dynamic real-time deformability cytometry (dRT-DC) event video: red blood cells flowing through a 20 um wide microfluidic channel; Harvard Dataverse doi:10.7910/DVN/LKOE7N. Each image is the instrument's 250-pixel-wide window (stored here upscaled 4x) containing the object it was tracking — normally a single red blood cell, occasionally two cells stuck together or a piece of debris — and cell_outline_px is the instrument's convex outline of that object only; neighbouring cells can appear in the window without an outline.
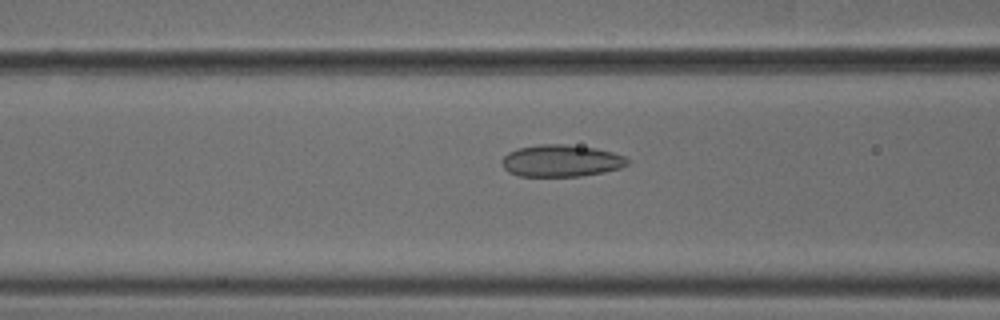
{"species": "common noctule bat (a hibernating species)", "species_latin": "Nyctalus noctula", "temperature_condition": "cold", "stored_images_in_passage": 53, "camera_frame_rate_fps": 3000, "um_per_image_px": 0.085, "animal": {"sex": "male", "body_mass_g": 18.8}, "frame": {"image": 1, "passage_image": 21, "time_ms": 6.667, "image_size_px": [1000, 320], "cell_outline_px": [[628, 164], [620, 168], [604, 172], [580, 176], [520, 176], [508, 172], [500, 164], [500, 160], [508, 152], [520, 148], [540, 144], [568, 144], [596, 148], [612, 152], [624, 156], [628, 160]], "centroid_in_image_um": [47.67, 13.66], "position_along_channel_um": 118.9, "area_um2": 23.47}}
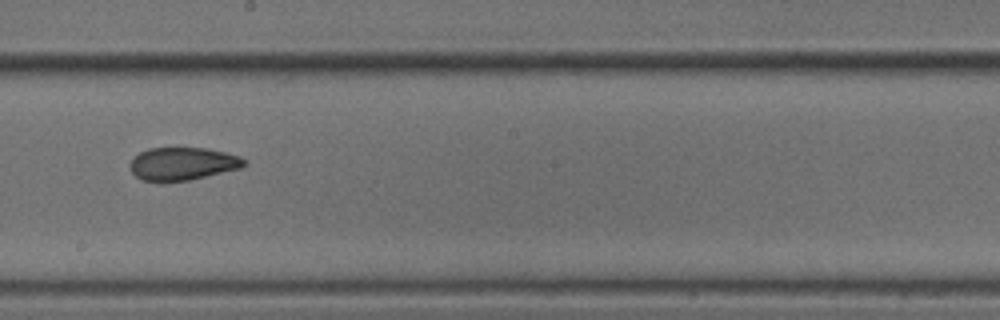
{"frame": {"image": 2, "passage_image": 30, "time_ms": 9.667, "image_size_px": [1000, 320], "cell_outline_px": [[248, 164], [240, 168], [188, 180], [140, 180], [132, 172], [132, 160], [140, 152], [148, 148], [208, 148], [240, 156], [248, 160]], "centroid_in_image_um": [15.59, 13.89], "position_along_channel_um": 232.6, "area_um2": 21.44}}
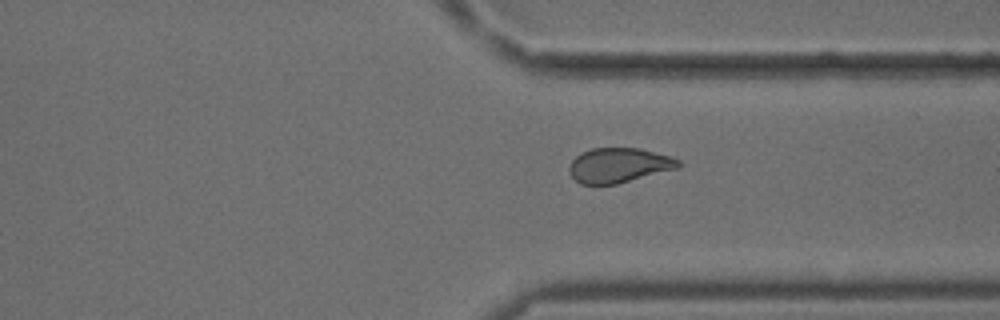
{"frame": {"image": 3, "passage_image": 40, "time_ms": 13.0, "image_size_px": [1000, 320], "cell_outline_px": [[680, 164], [676, 168], [616, 184], [580, 184], [568, 172], [568, 168], [572, 160], [580, 152], [592, 148], [640, 148], [668, 156], [680, 160]], "centroid_in_image_um": [52.54, 14.04], "position_along_channel_um": 358.9, "area_um2": 21.85}, "authors_computed_cell_mechanics": {"area_um2": 23.2356, "velocity_mm_per_s": 3.79, "shape_relaxation_time_tau1_ms": null, "shape_relaxation_time_tau2_ms": 1.9565, "deformation_change_tau1": null, "deformation_change_tau2": 0.0813}}